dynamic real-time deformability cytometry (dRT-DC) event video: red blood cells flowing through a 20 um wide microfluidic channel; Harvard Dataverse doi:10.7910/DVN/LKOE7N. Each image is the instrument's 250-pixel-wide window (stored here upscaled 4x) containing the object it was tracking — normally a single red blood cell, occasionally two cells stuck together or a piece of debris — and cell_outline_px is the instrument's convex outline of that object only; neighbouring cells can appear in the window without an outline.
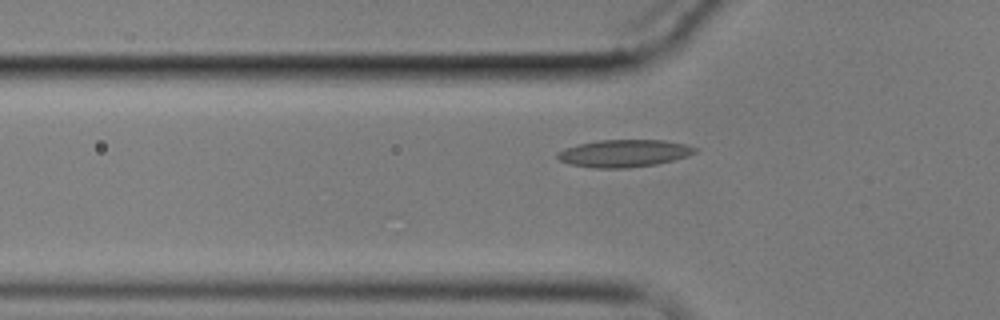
{"species": "common noctule bat (a hibernating species)", "species_latin": "Nyctalus noctula", "temperature_condition": "cold", "stored_images_in_passage": 3, "segment_of_instrument_passage": [2, 2], "camera_frame_rate_fps": 3000, "um_per_image_px": 0.085, "animal": {"sex": "male", "body_mass_g": 17.9}, "frame": {"image": 1, "passage_image": 3, "time_ms": 2.333, "image_size_px": [1000, 320], "cell_outline_px": [[700, 148], [696, 152], [688, 156], [656, 164], [628, 168], [592, 168], [568, 164], [560, 160], [556, 156], [556, 152], [564, 148], [580, 144], [600, 140], [664, 140], [684, 144]], "centroid_in_image_um": [53.03, 13.03], "position_along_channel_um": 72.8, "area_um2": 22.02}}